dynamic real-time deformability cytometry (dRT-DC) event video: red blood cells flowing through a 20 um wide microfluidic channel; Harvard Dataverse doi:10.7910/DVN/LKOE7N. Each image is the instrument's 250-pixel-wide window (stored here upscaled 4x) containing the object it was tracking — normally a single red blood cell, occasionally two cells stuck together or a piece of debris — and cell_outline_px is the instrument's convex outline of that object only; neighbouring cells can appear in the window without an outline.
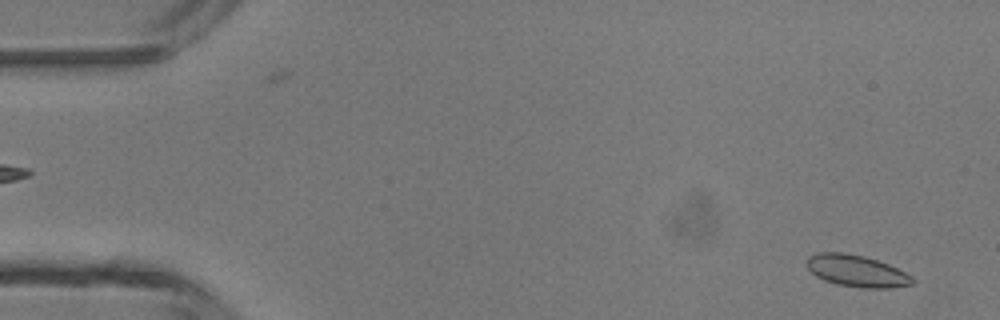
{"species": "common noctule bat (a hibernating species)", "species_latin": "Nyctalus noctula", "temperature_condition": "room temperature", "stored_images_in_passage": 46, "camera_frame_rate_fps": 3000, "um_per_image_px": 0.085, "animal": {"sex": "male", "body_mass_g": 13.3}, "frame": {"image": 1, "passage_image": 2, "time_ms": 0.333, "image_size_px": [1000, 320], "cell_outline_px": [[916, 280], [912, 284], [888, 288], [860, 288], [836, 284], [824, 280], [816, 276], [804, 264], [808, 256], [816, 252], [844, 252], [864, 256], [888, 264], [912, 276]], "centroid_in_image_um": [72.77, 23.02], "position_along_channel_um": 12.2, "area_um2": 19.71}}
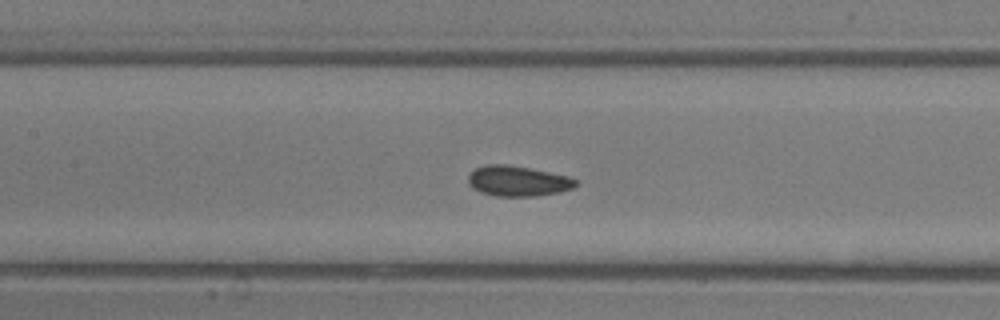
{"frame": {"image": 2, "passage_image": 21, "time_ms": 6.667, "image_size_px": [1000, 320], "cell_outline_px": [[580, 184], [572, 188], [560, 192], [536, 196], [496, 196], [480, 192], [472, 188], [468, 184], [468, 176], [476, 168], [488, 164], [504, 164], [528, 168], [568, 176], [580, 180]], "centroid_in_image_um": [44.04, 15.4], "position_along_channel_um": 163.4, "area_um2": 19.07}}
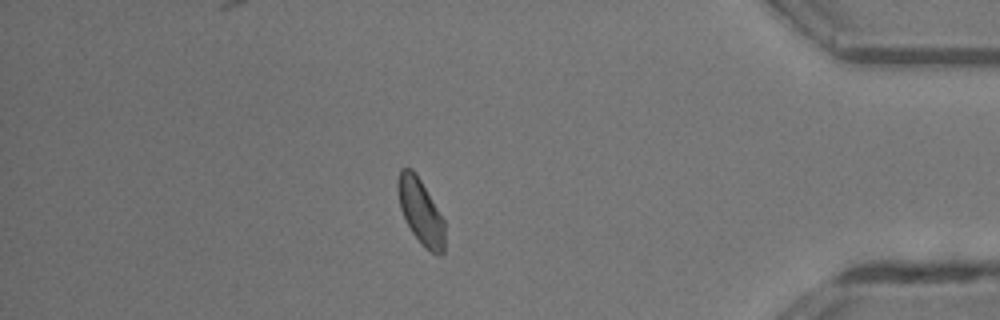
{"frame": {"image": 3, "passage_image": 40, "time_ms": 13.0, "image_size_px": [1000, 320], "cell_outline_px": [[444, 252], [440, 256], [424, 248], [412, 232], [400, 208], [396, 188], [396, 184], [400, 168], [412, 168], [416, 172], [444, 220]], "centroid_in_image_um": [35.74, 17.96], "position_along_channel_um": 399.5, "area_um2": 17.86}, "authors_computed_cell_mechanics": {"area_um2": 18.7561, "velocity_mm_per_s": 4.3591, "shape_relaxation_time_tau1_ms": 3.9154, "shape_relaxation_time_tau2_ms": 3.5704, "deformation_change_tau1": 0.066, "deformation_change_tau2": 0.071}}